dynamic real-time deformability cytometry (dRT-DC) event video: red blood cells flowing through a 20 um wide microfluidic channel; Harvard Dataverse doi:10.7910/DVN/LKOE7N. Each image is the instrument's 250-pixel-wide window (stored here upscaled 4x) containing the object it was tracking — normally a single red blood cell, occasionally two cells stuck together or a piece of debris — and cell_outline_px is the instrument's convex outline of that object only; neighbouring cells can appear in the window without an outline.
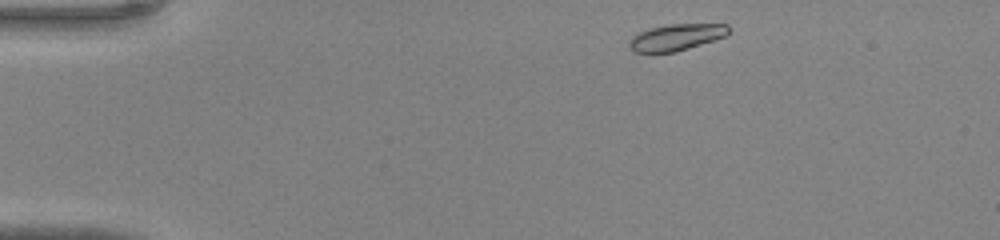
{"species": "common noctule bat (a hibernating species)", "species_latin": "Nyctalus noctula", "temperature_condition": "warm", "stored_images_in_passage": 39, "camera_frame_rate_fps": 3000, "um_per_image_px": 0.085, "animal": {"sex": "male", "body_mass_g": 20.0, "forearm_length_mm": 53.3}, "frame": {"image": 1, "passage_image": 1, "time_ms": 0.0, "image_size_px": [1000, 240], "cell_outline_px": [[728, 32], [724, 36], [688, 48], [672, 52], [632, 52], [628, 44], [632, 36], [640, 32], [652, 28], [668, 24], [728, 24]], "centroid_in_image_um": [57.44, 3.16], "position_along_channel_um": 27.6, "area_um2": 14.97}}
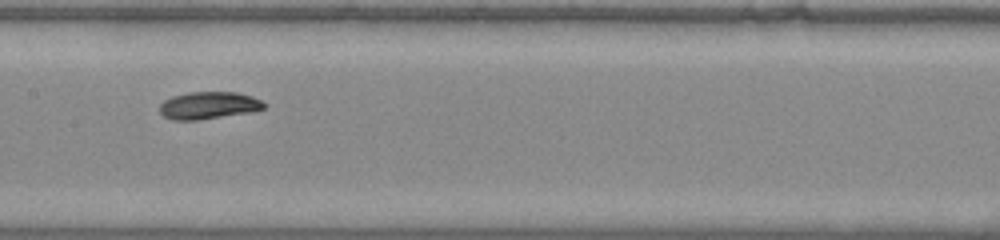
{"frame": {"image": 2, "passage_image": 17, "time_ms": 5.333, "image_size_px": [1000, 240], "cell_outline_px": [[268, 104], [264, 108], [248, 112], [196, 120], [172, 120], [164, 116], [160, 112], [160, 104], [164, 100], [172, 96], [188, 92], [236, 92], [252, 96]], "centroid_in_image_um": [17.71, 8.95], "position_along_channel_um": 189.7, "area_um2": 16.47}}
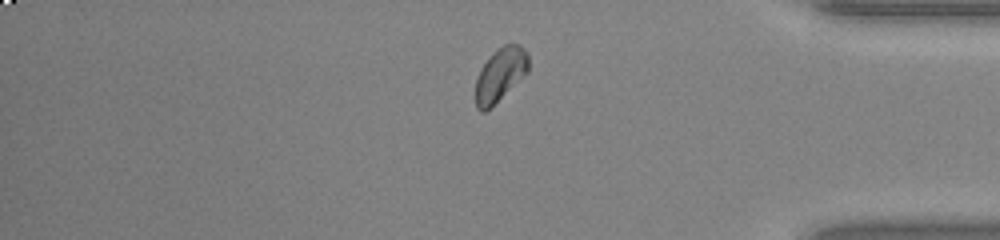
{"frame": {"image": 3, "passage_image": 32, "time_ms": 10.333, "image_size_px": [1000, 240], "cell_outline_px": [[528, 72], [492, 108], [484, 112], [480, 112], [476, 108], [476, 80], [480, 68], [492, 52], [504, 44], [520, 44], [528, 52]], "centroid_in_image_um": [42.52, 6.36], "position_along_channel_um": 392.7, "area_um2": 16.82}}